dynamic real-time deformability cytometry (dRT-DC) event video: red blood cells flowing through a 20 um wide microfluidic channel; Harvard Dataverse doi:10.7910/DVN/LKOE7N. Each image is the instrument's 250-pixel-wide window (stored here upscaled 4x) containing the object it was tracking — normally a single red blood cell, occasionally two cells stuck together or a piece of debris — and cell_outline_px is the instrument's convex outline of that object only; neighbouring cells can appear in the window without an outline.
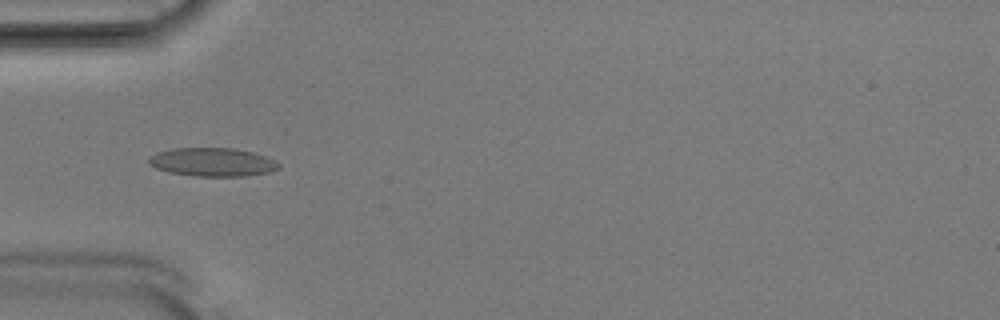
{"species": "Egyptian fruit bat (a non-hibernating species)", "species_latin": "Rousettus aegyptiacus", "temperature_condition": "room temperature", "stored_images_in_passage": 41, "camera_frame_rate_fps": 3000, "um_per_image_px": 0.085, "animal": {"sex": "male"}, "frame": {"image": 1, "passage_image": 6, "time_ms": 1.667, "image_size_px": [1000, 320], "cell_outline_px": [[280, 168], [268, 172], [244, 176], [196, 176], [168, 172], [156, 168], [148, 164], [148, 156], [156, 152], [172, 148], [232, 148], [252, 152], [264, 156], [280, 164]], "centroid_in_image_um": [18.0, 13.77], "position_along_channel_um": 67.0, "area_um2": 21.56}}
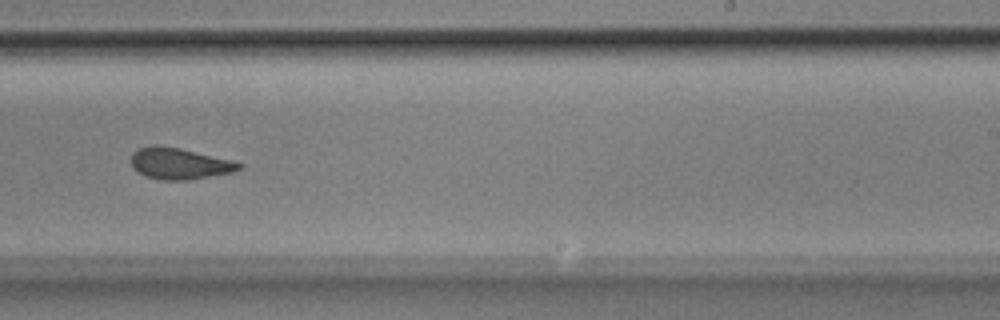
{"frame": {"image": 2, "passage_image": 22, "time_ms": 7.0, "image_size_px": [1000, 320], "cell_outline_px": [[244, 164], [240, 168], [232, 172], [188, 180], [164, 180], [148, 176], [132, 168], [132, 152], [140, 148], [156, 144], [180, 148], [232, 160]], "centroid_in_image_um": [15.26, 13.89], "position_along_channel_um": 273.7, "area_um2": 19.48}}
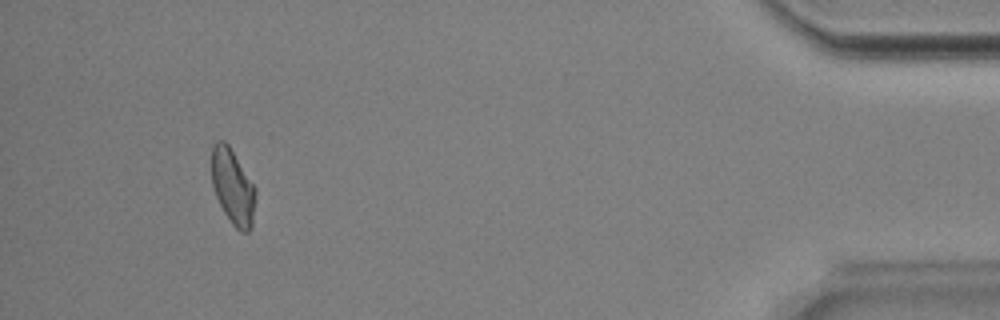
{"frame": {"image": 3, "passage_image": 38, "time_ms": 12.333, "image_size_px": [1000, 320], "cell_outline_px": [[256, 196], [252, 228], [248, 232], [240, 232], [232, 224], [224, 212], [216, 196], [212, 184], [212, 148], [216, 140], [224, 140], [228, 144], [256, 188]], "centroid_in_image_um": [19.8, 15.9], "position_along_channel_um": 415.4, "area_um2": 19.31}, "authors_computed_cell_mechanics": {"area_um2": 19.8254, "velocity_mm_per_s": 3.8868, "shape_relaxation_time_tau1_ms": 5.1252, "shape_relaxation_time_tau2_ms": 1.7222, "deformation_change_tau1": 0.1216, "deformation_change_tau2": 0.0625}}